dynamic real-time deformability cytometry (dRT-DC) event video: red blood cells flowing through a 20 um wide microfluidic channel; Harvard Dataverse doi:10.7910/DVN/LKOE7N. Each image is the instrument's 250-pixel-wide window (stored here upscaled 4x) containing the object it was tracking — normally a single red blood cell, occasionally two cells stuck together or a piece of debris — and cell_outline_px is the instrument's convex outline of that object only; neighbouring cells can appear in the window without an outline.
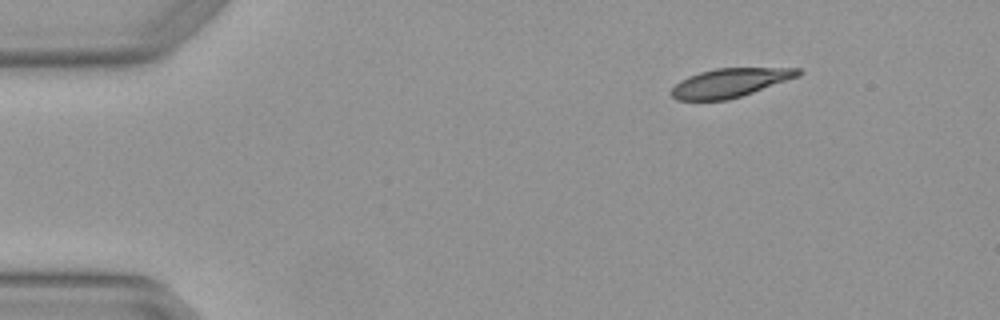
{"species": "Egyptian fruit bat (a non-hibernating species)", "species_latin": "Rousettus aegyptiacus", "temperature_condition": "warm", "stored_images_in_passage": 3, "camera_frame_rate_fps": 3000, "um_per_image_px": 0.085, "animal": {"sex": "female"}, "frame": {"image": 1, "passage_image": 1, "time_ms": 0.0, "image_size_px": [1000, 320], "cell_outline_px": [[804, 72], [800, 76], [728, 100], [676, 100], [668, 92], [680, 80], [688, 76], [700, 72], [716, 68], [800, 68]], "centroid_in_image_um": [62.04, 7.03], "position_along_channel_um": 23.0, "area_um2": 21.27}}